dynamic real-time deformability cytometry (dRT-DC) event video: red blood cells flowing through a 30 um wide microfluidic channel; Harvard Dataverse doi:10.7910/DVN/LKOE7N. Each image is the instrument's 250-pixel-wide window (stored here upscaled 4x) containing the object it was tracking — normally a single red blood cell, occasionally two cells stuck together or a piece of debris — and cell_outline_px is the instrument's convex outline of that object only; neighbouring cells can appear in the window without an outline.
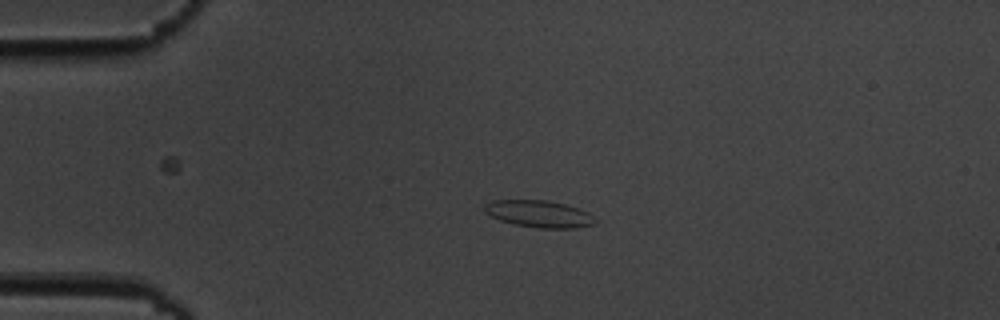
{"species": "common noctule bat (a hibernating species)", "species_latin": "Nyctalus noctula", "temperature_condition": "cold", "stored_images_in_passage": 14, "camera_frame_rate_fps": 3000, "um_per_image_px": 0.085, "animal": {"sex": "male", "body_mass_g": 19.5, "forearm_length_mm": 54.6}, "frame": {"image": 1, "passage_image": 3, "time_ms": 2.333, "image_size_px": [1000, 320], "cell_outline_px": [[596, 224], [576, 228], [536, 228], [516, 224], [500, 220], [484, 212], [484, 204], [492, 200], [548, 200], [564, 204], [588, 212], [596, 220]], "centroid_in_image_um": [45.81, 18.18], "position_along_channel_um": 39.2, "area_um2": 17.34}}
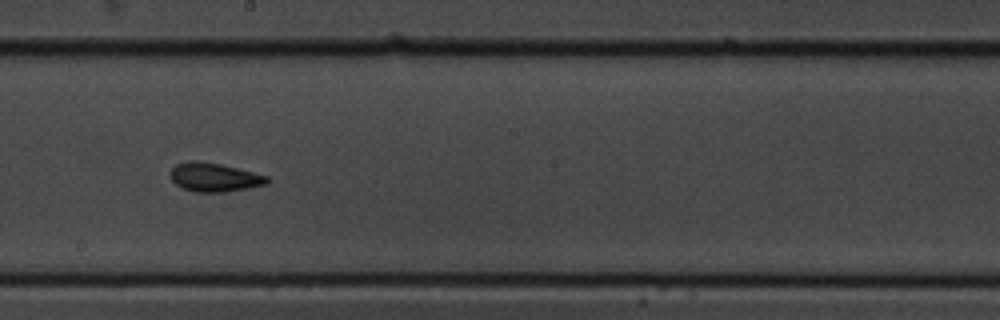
{"frame": {"image": 2, "passage_image": 8, "time_ms": 8.667, "image_size_px": [1000, 320], "cell_outline_px": [[272, 180], [268, 184], [248, 188], [224, 192], [196, 192], [184, 188], [176, 184], [172, 180], [172, 168], [176, 164], [192, 160], [196, 160], [220, 164], [268, 176]], "centroid_in_image_um": [18.26, 15.07], "position_along_channel_um": 229.9, "area_um2": 16.07}}
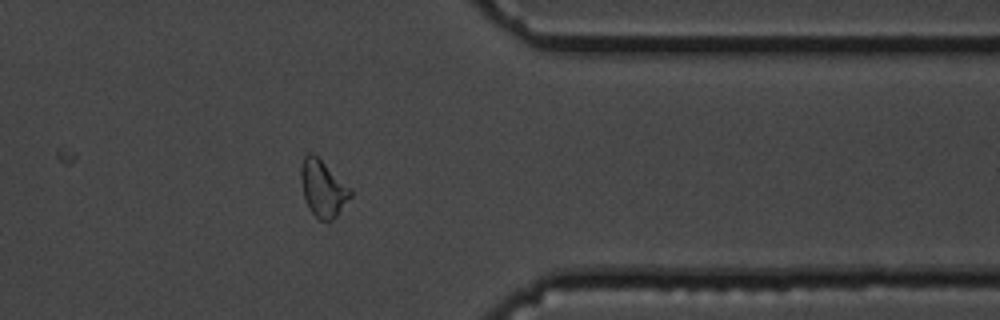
{"frame": {"image": 3, "passage_image": 12, "time_ms": 13.333, "image_size_px": [1000, 320], "cell_outline_px": [[352, 196], [336, 216], [332, 220], [320, 220], [308, 208], [304, 196], [300, 176], [300, 168], [304, 156], [308, 152], [312, 152], [352, 188]], "centroid_in_image_um": [27.46, 16.0], "position_along_channel_um": 383.9, "area_um2": 16.3}, "authors_computed_cell_mechanics": {"area_um2": 16.0973, "velocity_mm_per_s": 3.5266, "shape_relaxation_time_tau1_ms": 3.7152, "shape_relaxation_time_tau2_ms": 2.9003, "deformation_change_tau1": 0.0995, "deformation_change_tau2": 0.0751}}